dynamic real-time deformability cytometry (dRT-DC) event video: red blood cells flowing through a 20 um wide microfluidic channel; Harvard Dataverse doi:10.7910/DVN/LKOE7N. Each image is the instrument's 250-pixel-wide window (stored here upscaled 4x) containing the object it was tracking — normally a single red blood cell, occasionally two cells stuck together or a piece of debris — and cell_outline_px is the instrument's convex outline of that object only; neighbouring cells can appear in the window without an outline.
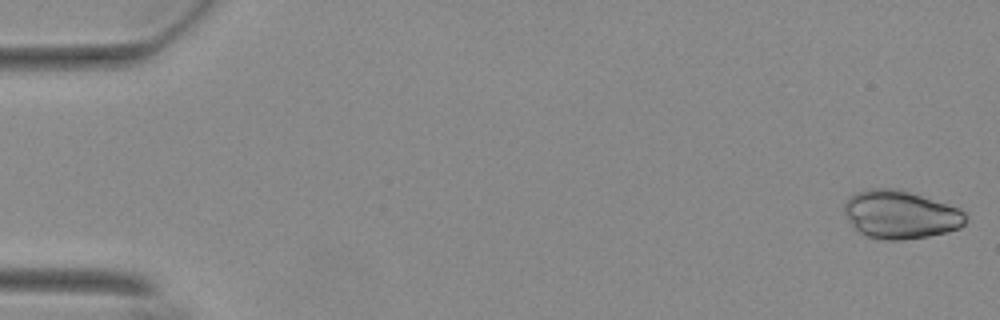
{"species": "Egyptian fruit bat (a non-hibernating species)", "species_latin": "Rousettus aegyptiacus", "temperature_condition": "warm", "stored_images_in_passage": 10, "camera_frame_rate_fps": 3000, "um_per_image_px": 0.085, "animal": {"sex": "female"}, "frame": {"image": 1, "passage_image": 1, "time_ms": 0.0, "image_size_px": [1000, 320], "cell_outline_px": [[968, 220], [960, 228], [928, 236], [904, 240], [888, 240], [868, 236], [860, 232], [852, 224], [844, 212], [844, 204], [848, 196], [856, 192], [868, 188], [892, 188], [908, 192], [960, 208], [968, 216]], "centroid_in_image_um": [76.54, 18.23], "position_along_channel_um": 8.5, "area_um2": 33.87}}